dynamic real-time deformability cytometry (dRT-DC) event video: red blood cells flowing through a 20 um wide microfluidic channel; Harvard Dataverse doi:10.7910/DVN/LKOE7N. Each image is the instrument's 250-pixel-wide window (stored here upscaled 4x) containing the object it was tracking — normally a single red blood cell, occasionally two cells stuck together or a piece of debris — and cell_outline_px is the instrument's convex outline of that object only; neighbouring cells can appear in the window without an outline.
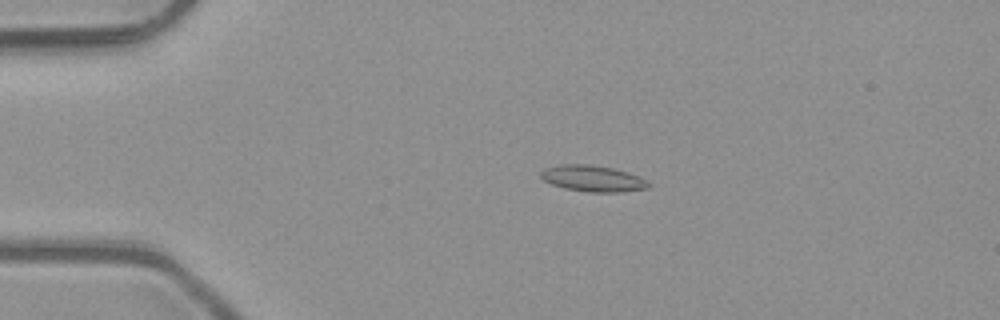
{"species": "common noctule bat (a hibernating species)", "species_latin": "Nyctalus noctula", "temperature_condition": "room temperature", "stored_images_in_passage": 5, "camera_frame_rate_fps": 3000, "um_per_image_px": 0.085, "animal": {"sex": "male", "body_mass_g": 23.1, "forearm_length_mm": 52.7}, "frame": {"image": 1, "passage_image": 3, "time_ms": 0.667, "image_size_px": [1000, 320], "cell_outline_px": [[652, 184], [648, 188], [620, 192], [588, 192], [564, 188], [552, 184], [544, 180], [540, 176], [540, 172], [544, 168], [560, 164], [588, 164], [612, 168], [628, 172], [640, 176]], "centroid_in_image_um": [50.39, 15.17], "position_along_channel_um": 34.6, "area_um2": 16.53}}
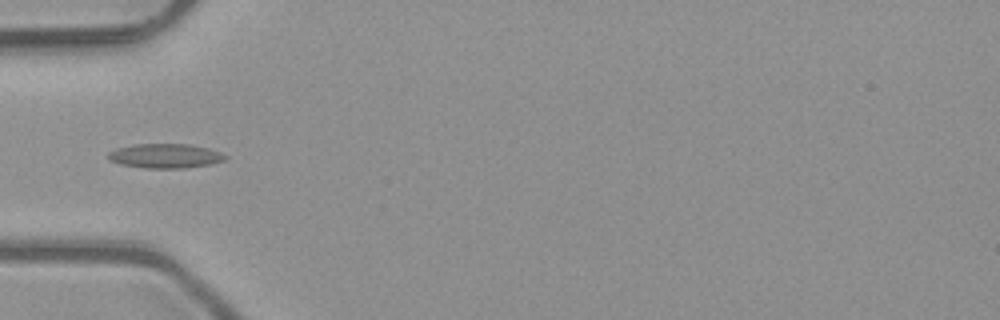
{"frame": {"image": 2, "passage_image": 4, "time_ms": 1.0, "image_size_px": [1000, 320], "cell_outline_px": [[228, 156], [224, 160], [208, 164], [184, 168], [144, 168], [120, 164], [108, 160], [108, 152], [116, 148], [136, 144], [192, 144], [208, 148], [220, 152]], "centroid_in_image_um": [14.02, 13.25], "position_along_channel_um": 71.0, "area_um2": 16.65}}
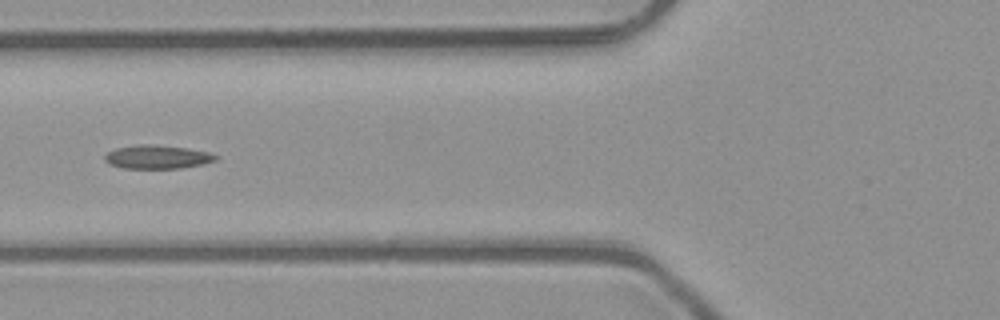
{"frame": {"image": 3, "passage_image": 5, "time_ms": 1.333, "image_size_px": [1000, 320], "cell_outline_px": [[220, 156], [216, 160], [204, 164], [180, 168], [124, 168], [108, 164], [104, 160], [104, 156], [108, 152], [116, 148], [136, 144], [156, 144], [188, 148], [208, 152]], "centroid_in_image_um": [13.37, 13.33], "position_along_channel_um": 112.4, "area_um2": 15.43}}